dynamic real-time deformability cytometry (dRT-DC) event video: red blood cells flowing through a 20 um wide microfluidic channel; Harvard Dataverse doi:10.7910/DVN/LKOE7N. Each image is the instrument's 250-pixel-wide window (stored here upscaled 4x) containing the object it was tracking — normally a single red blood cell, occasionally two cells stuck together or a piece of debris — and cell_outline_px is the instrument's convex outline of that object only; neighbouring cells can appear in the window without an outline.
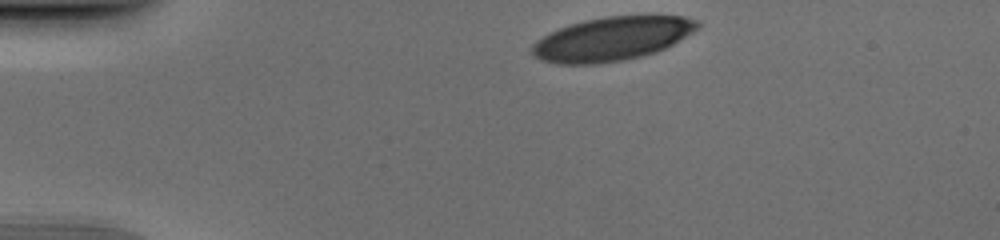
{"species": "human", "species_latin": "Homo sapiens", "temperature_condition": "cold", "stored_images_in_passage": 35, "camera_frame_rate_fps": 3000, "um_per_image_px": 0.085, "donor": {"sex": "male"}, "frame": {"image": 1, "passage_image": 1, "time_ms": 0.0, "image_size_px": [1000, 240], "cell_outline_px": [[700, 28], [672, 44], [656, 52], [624, 60], [596, 64], [560, 64], [540, 60], [532, 56], [532, 44], [536, 40], [548, 32], [584, 20], [604, 16], [684, 16], [700, 20]], "centroid_in_image_um": [52.01, 3.3], "position_along_channel_um": 33.0, "area_um2": 42.25}}
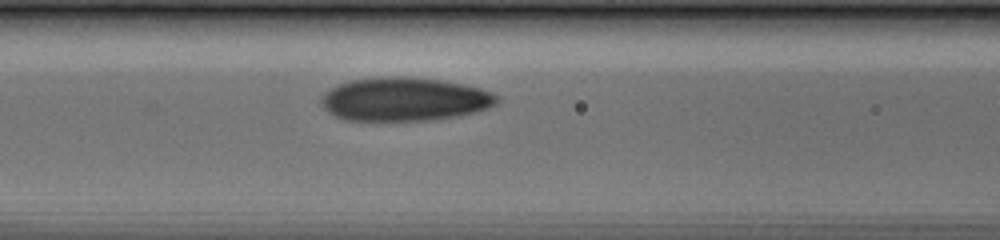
{"frame": {"image": 2, "passage_image": 13, "time_ms": 4.0, "image_size_px": [1000, 240], "cell_outline_px": [[500, 100], [496, 104], [488, 108], [456, 116], [432, 120], [344, 120], [328, 112], [320, 104], [320, 96], [324, 92], [340, 84], [352, 80], [388, 76], [392, 76], [440, 80], [464, 84], [480, 88], [492, 92], [500, 96]], "centroid_in_image_um": [34.38, 8.44], "position_along_channel_um": 132.2, "area_um2": 44.45}}
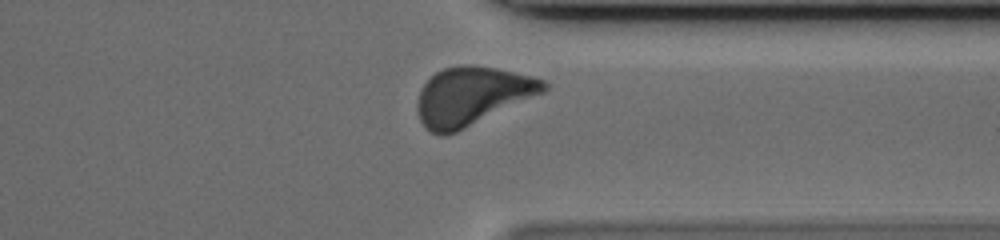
{"frame": {"image": 3, "passage_image": 31, "time_ms": 10.0, "image_size_px": [1000, 240], "cell_outline_px": [[548, 88], [544, 92], [456, 132], [444, 136], [440, 136], [432, 132], [420, 120], [416, 112], [416, 104], [420, 88], [436, 72], [444, 68], [464, 64], [472, 64], [496, 68], [532, 76], [544, 80], [548, 84]], "centroid_in_image_um": [40.1, 8.15], "position_along_channel_um": 371.3, "area_um2": 42.77}}